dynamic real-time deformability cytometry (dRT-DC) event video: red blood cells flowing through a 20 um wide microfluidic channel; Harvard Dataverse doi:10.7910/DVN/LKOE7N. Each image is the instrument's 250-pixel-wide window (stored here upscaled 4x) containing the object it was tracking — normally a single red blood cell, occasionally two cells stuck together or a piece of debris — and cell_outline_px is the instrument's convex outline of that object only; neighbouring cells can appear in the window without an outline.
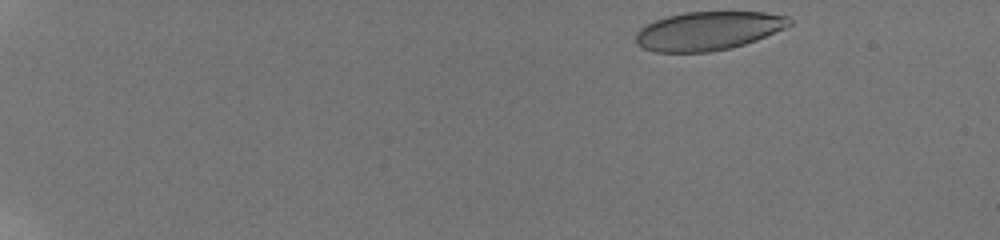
{"species": "human", "species_latin": "Homo sapiens", "temperature_condition": "room temperature", "stored_images_in_passage": 55, "camera_frame_rate_fps": 3000, "um_per_image_px": 0.085, "donor": {"sex": "male"}, "frame": {"image": 1, "passage_image": 1, "time_ms": 0.0, "image_size_px": [1000, 240], "cell_outline_px": [[792, 24], [784, 28], [756, 40], [744, 44], [728, 48], [708, 52], [656, 52], [644, 48], [636, 44], [636, 32], [640, 28], [656, 20], [668, 16], [684, 12], [764, 12], [788, 16], [792, 20]], "centroid_in_image_um": [60.2, 2.62], "position_along_channel_um": 24.8, "area_um2": 34.39}}
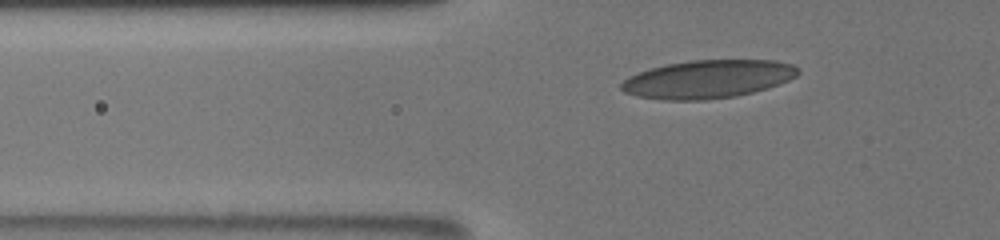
{"frame": {"image": 2, "passage_image": 26, "time_ms": 4.667, "image_size_px": [1000, 240], "cell_outline_px": [[800, 72], [796, 76], [780, 84], [768, 88], [736, 96], [708, 100], [664, 100], [636, 96], [624, 92], [620, 88], [620, 84], [628, 76], [652, 68], [668, 64], [692, 60], [776, 60], [792, 64]], "centroid_in_image_um": [60.17, 6.73], "position_along_channel_um": 65.6, "area_um2": 39.3}}
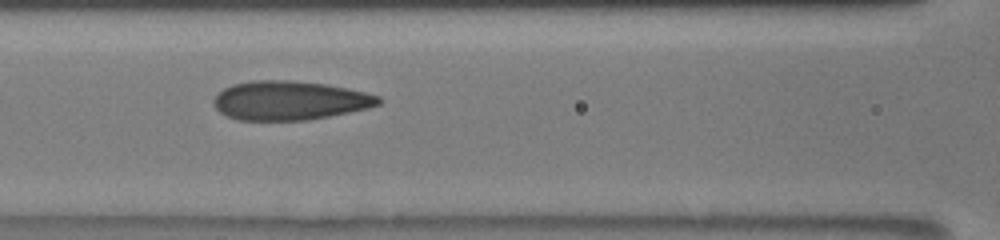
{"frame": {"image": 3, "passage_image": 39, "time_ms": 7.0, "image_size_px": [1000, 240], "cell_outline_px": [[384, 100], [380, 104], [368, 108], [308, 120], [240, 120], [228, 116], [220, 112], [216, 108], [212, 100], [224, 88], [232, 84], [252, 80], [288, 80], [324, 84], [348, 88], [380, 96]], "centroid_in_image_um": [24.63, 8.54], "position_along_channel_um": 142.0, "area_um2": 37.4}}